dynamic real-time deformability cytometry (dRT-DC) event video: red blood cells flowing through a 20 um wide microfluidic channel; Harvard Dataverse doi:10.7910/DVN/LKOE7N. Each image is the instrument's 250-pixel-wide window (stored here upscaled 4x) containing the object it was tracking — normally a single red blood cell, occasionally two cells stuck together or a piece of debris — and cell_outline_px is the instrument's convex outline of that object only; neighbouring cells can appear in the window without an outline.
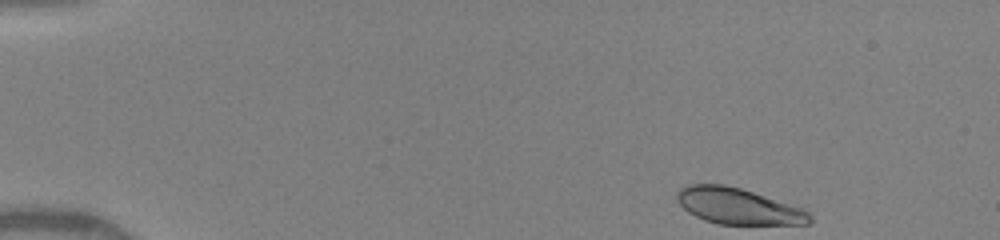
{"species": "human", "species_latin": "Homo sapiens", "temperature_condition": "warm", "stored_images_in_passage": 16, "camera_frame_rate_fps": 3000, "um_per_image_px": 0.085, "donor": {"sex": "female"}, "frame": {"image": 1, "passage_image": 1, "time_ms": 0.0, "image_size_px": [1000, 240], "cell_outline_px": [[812, 224], [716, 224], [704, 220], [688, 212], [680, 204], [676, 196], [676, 192], [680, 188], [688, 184], [724, 184], [740, 188], [804, 208], [812, 216]], "centroid_in_image_um": [62.75, 17.53], "position_along_channel_um": 22.2, "area_um2": 27.98}}
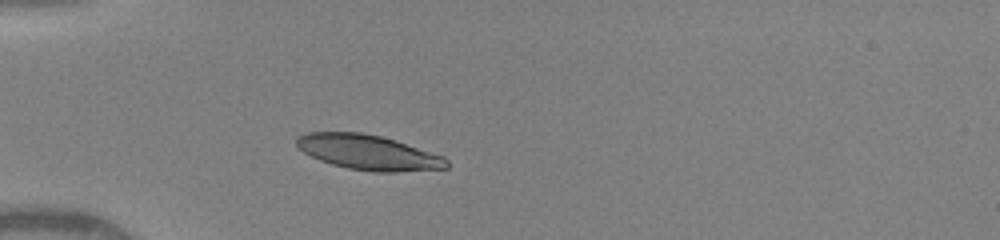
{"frame": {"image": 2, "passage_image": 14, "time_ms": 3.0, "image_size_px": [1000, 240], "cell_outline_px": [[448, 168], [396, 172], [372, 172], [348, 168], [332, 164], [320, 160], [304, 152], [296, 144], [296, 136], [308, 132], [360, 132], [380, 136], [444, 156], [448, 160]], "centroid_in_image_um": [31.3, 12.95], "position_along_channel_um": 53.7, "area_um2": 30.35}}